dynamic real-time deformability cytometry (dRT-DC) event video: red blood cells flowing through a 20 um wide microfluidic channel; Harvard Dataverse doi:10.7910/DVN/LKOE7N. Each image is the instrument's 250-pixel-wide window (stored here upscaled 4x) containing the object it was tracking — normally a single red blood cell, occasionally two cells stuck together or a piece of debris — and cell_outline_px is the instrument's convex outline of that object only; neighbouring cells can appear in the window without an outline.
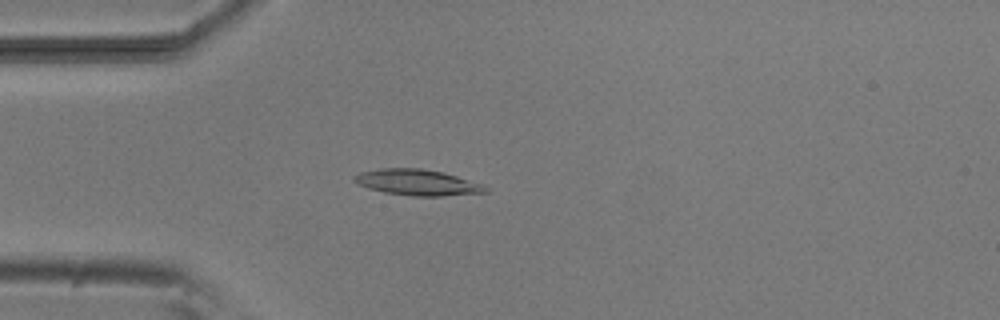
{"species": "common noctule bat (a hibernating species)", "species_latin": "Nyctalus noctula", "temperature_condition": "room temperature", "stored_images_in_passage": 52, "camera_frame_rate_fps": 3000, "um_per_image_px": 0.085, "animal": {"sex": "male", "body_mass_g": 20.5, "forearm_length_mm": 52.5}, "frame": {"image": 1, "passage_image": 14, "time_ms": 4.333, "image_size_px": [1000, 320], "cell_outline_px": [[488, 192], [440, 196], [412, 196], [384, 192], [368, 188], [356, 184], [352, 180], [352, 176], [360, 172], [380, 168], [420, 168], [444, 172], [484, 184], [488, 188]], "centroid_in_image_um": [35.46, 15.5], "position_along_channel_um": 49.5, "area_um2": 20.06}}
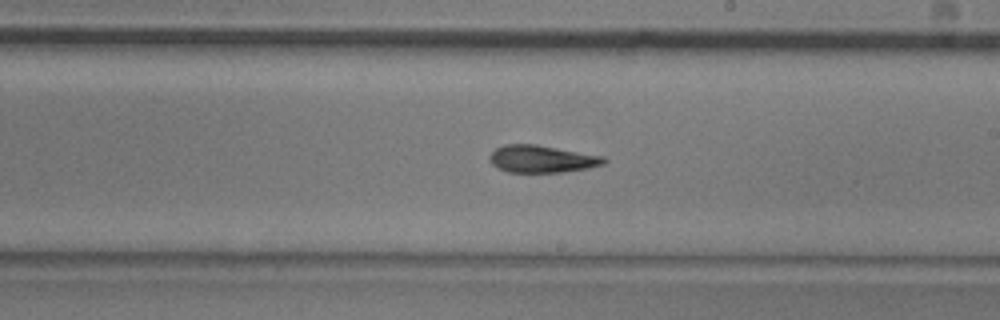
{"frame": {"image": 2, "passage_image": 30, "time_ms": 9.667, "image_size_px": [1000, 320], "cell_outline_px": [[608, 160], [604, 164], [588, 168], [560, 172], [508, 172], [496, 168], [492, 164], [488, 156], [496, 148], [504, 144], [536, 144], [604, 156]], "centroid_in_image_um": [46.04, 13.51], "position_along_channel_um": 243.0, "area_um2": 18.26}}
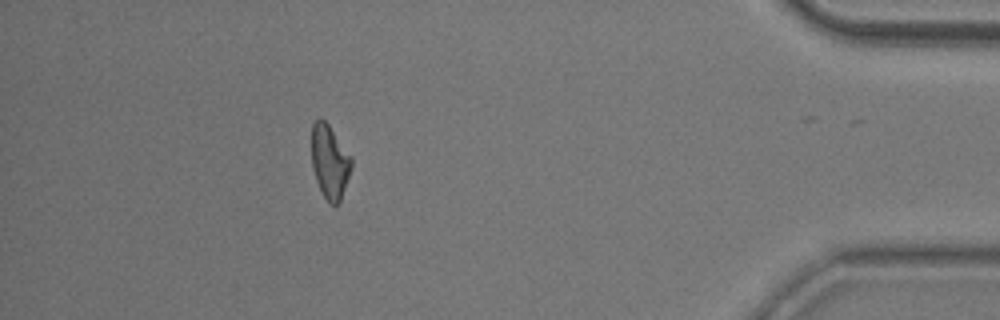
{"frame": {"image": 3, "passage_image": 47, "time_ms": 15.333, "image_size_px": [1000, 320], "cell_outline_px": [[352, 168], [340, 204], [336, 208], [328, 204], [316, 180], [312, 168], [312, 124], [320, 116], [328, 124], [352, 156]], "centroid_in_image_um": [28.05, 13.8], "position_along_channel_um": 407.2, "area_um2": 17.51}, "authors_computed_cell_mechanics": {"area_um2": 18.207, "velocity_mm_per_s": 3.8241, "shape_relaxation_time_tau1_ms": 7.9215, "shape_relaxation_time_tau2_ms": 3.11, "deformation_change_tau1": 0.1999, "deformation_change_tau2": 0.1103}}